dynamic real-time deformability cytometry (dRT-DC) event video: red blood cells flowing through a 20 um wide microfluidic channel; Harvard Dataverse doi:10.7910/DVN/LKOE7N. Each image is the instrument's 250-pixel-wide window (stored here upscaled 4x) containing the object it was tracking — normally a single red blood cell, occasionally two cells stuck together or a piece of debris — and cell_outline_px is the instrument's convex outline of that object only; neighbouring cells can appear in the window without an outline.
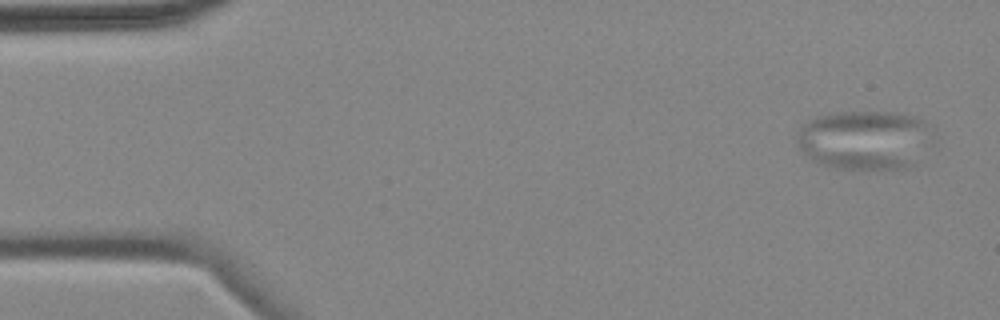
{"species": "common noctule bat (a hibernating species)", "species_latin": "Nyctalus noctula", "temperature_condition": "cold", "stored_images_in_passage": 5, "camera_frame_rate_fps": 3000, "um_per_image_px": 0.085, "animal": {"sex": "female", "body_mass_g": 18.4}, "frame": {"image": 1, "passage_image": 1, "time_ms": 0.0, "image_size_px": [1000, 320], "cell_outline_px": [[924, 124], [916, 164], [908, 168], [840, 168], [824, 164], [812, 160], [796, 144], [796, 136], [800, 128], [808, 120], [820, 116], [840, 112], [892, 112], [912, 116], [920, 120]], "centroid_in_image_um": [73.3, 11.89], "position_along_channel_um": 11.7, "area_um2": 44.68}}